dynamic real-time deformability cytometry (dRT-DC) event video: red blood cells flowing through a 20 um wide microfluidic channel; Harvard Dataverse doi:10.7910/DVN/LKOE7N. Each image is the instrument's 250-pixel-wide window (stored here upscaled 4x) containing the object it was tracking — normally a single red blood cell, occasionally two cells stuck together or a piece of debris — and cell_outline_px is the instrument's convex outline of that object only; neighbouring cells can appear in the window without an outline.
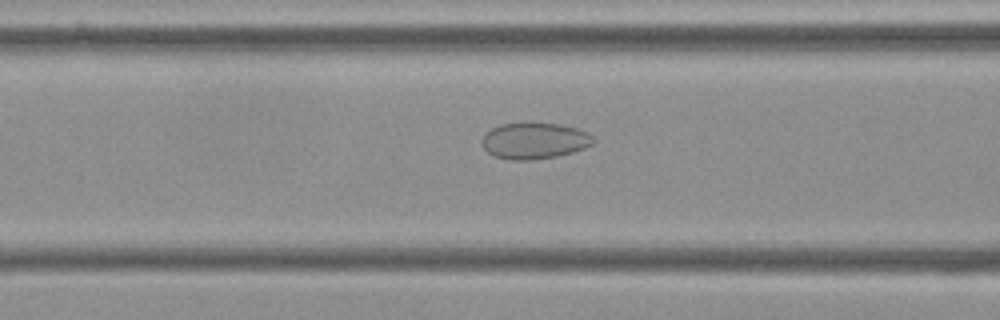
{"species": "Egyptian fruit bat (a non-hibernating species)", "species_latin": "Rousettus aegyptiacus", "temperature_condition": "cold", "stored_images_in_passage": 56, "camera_frame_rate_fps": 3000, "um_per_image_px": 0.085, "frame": {"image": 1, "passage_image": 22, "time_ms": 7.0, "image_size_px": [1000, 320], "cell_outline_px": [[596, 140], [592, 144], [584, 148], [572, 152], [556, 156], [532, 160], [508, 160], [492, 156], [480, 144], [484, 136], [492, 128], [500, 124], [560, 124], [576, 128], [588, 132]], "centroid_in_image_um": [45.42, 11.99], "position_along_channel_um": 121.2, "area_um2": 23.35}}
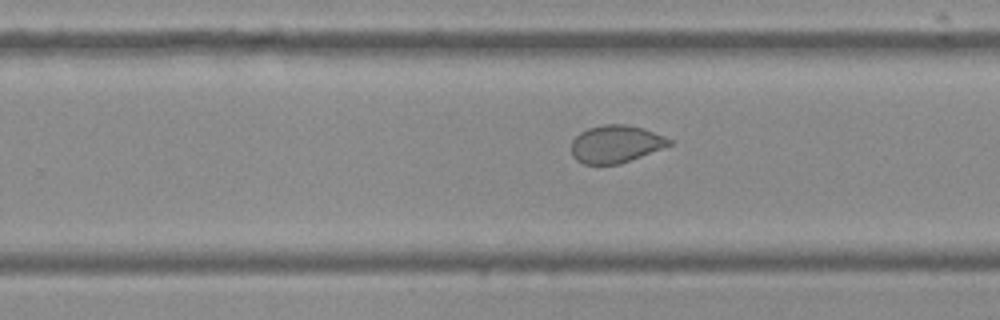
{"frame": {"image": 2, "passage_image": 35, "time_ms": 11.333, "image_size_px": [1000, 320], "cell_outline_px": [[672, 144], [620, 164], [584, 164], [576, 160], [572, 156], [572, 140], [580, 132], [588, 128], [604, 124], [624, 124], [644, 128], [664, 136], [672, 140]], "centroid_in_image_um": [52.32, 12.23], "position_along_channel_um": 277.5, "area_um2": 21.33}}
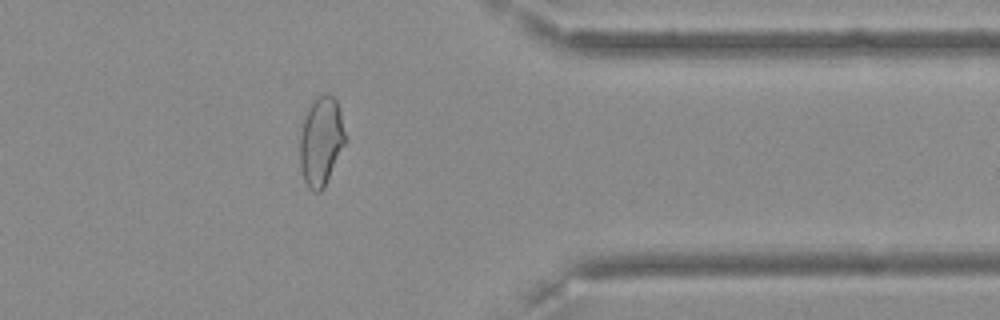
{"frame": {"image": 3, "passage_image": 45, "time_ms": 14.667, "image_size_px": [1000, 320], "cell_outline_px": [[344, 144], [324, 188], [320, 192], [312, 192], [308, 188], [304, 180], [300, 168], [300, 136], [304, 120], [312, 104], [320, 96], [328, 92], [336, 100], [340, 112], [344, 132]], "centroid_in_image_um": [27.27, 12.07], "position_along_channel_um": 384.1, "area_um2": 22.89}, "authors_computed_cell_mechanics": {"area_um2": 25.9811, "velocity_mm_per_s": 3.6057, "shape_relaxation_time_tau1_ms": null, "shape_relaxation_time_tau2_ms": 1.2554, "deformation_change_tau1": null, "deformation_change_tau2": 0.0566}}